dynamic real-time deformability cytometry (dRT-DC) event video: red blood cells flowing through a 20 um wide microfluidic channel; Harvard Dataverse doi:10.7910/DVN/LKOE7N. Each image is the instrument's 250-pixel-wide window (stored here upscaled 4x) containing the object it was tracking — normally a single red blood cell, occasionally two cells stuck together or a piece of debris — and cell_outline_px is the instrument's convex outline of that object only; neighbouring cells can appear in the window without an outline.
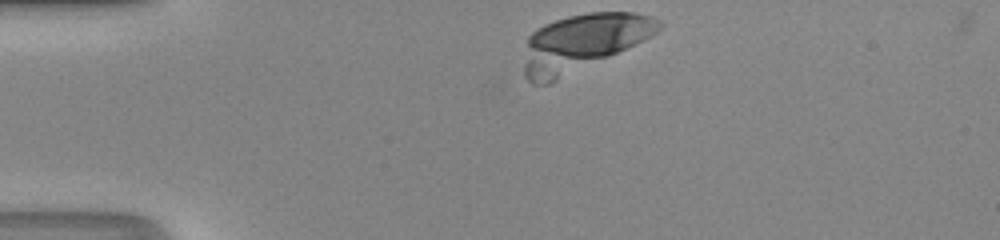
{"species": "human", "species_latin": "Homo sapiens", "temperature_condition": "room temperature", "stored_images_in_passage": 40, "camera_frame_rate_fps": 3000, "um_per_image_px": 0.085, "donor": {"sex": "male"}, "frame": {"image": 1, "passage_image": 3, "time_ms": 0.667, "image_size_px": [1000, 240], "cell_outline_px": [[660, 28], [656, 32], [552, 84], [532, 84], [524, 76], [524, 68], [528, 36], [536, 28], [544, 24], [568, 16], [588, 12], [632, 12], [648, 16], [660, 20]], "centroid_in_image_um": [49.43, 3.62], "position_along_channel_um": 35.6, "area_um2": 43.87}}